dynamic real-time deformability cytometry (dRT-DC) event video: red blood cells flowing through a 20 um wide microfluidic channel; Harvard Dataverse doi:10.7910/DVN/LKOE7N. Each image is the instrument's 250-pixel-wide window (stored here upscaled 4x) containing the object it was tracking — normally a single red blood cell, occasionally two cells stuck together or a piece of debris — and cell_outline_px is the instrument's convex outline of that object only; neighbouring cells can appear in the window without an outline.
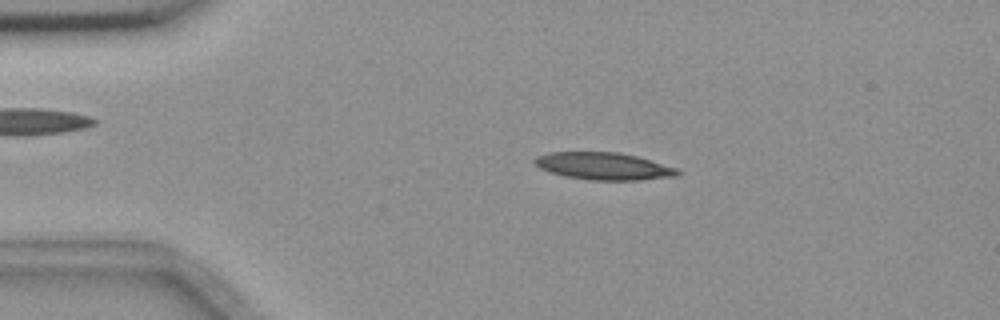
{"species": "common noctule bat (a hibernating species)", "species_latin": "Nyctalus noctula", "temperature_condition": "room temperature", "stored_images_in_passage": 43, "camera_frame_rate_fps": 3000, "um_per_image_px": 0.085, "animal": {"sex": "female", "body_mass_g": 18.4}, "frame": {"image": 1, "passage_image": 7, "time_ms": 2.0, "image_size_px": [1000, 320], "cell_outline_px": [[680, 172], [676, 176], [640, 180], [588, 180], [564, 176], [548, 172], [540, 168], [532, 160], [536, 156], [548, 152], [620, 152], [636, 156], [680, 168]], "centroid_in_image_um": [51.3, 14.12], "position_along_channel_um": 33.7, "area_um2": 22.95}}
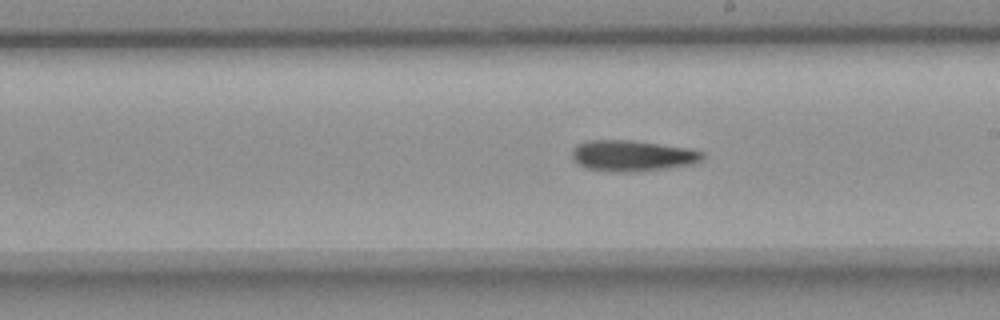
{"frame": {"image": 2, "passage_image": 27, "time_ms": 8.667, "image_size_px": [1000, 320], "cell_outline_px": [[704, 160], [696, 164], [664, 168], [628, 172], [616, 172], [584, 168], [572, 156], [572, 148], [576, 144], [588, 140], [632, 140], [688, 148], [704, 152]], "centroid_in_image_um": [53.77, 13.23], "position_along_channel_um": 235.2, "area_um2": 23.58}}
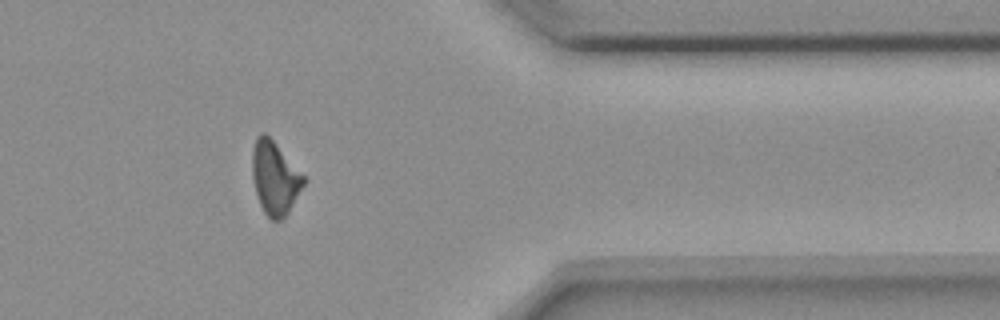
{"frame": {"image": 3, "passage_image": 41, "time_ms": 13.333, "image_size_px": [1000, 320], "cell_outline_px": [[304, 184], [288, 212], [280, 220], [272, 220], [264, 212], [260, 204], [256, 192], [252, 176], [252, 152], [256, 136], [260, 132], [264, 132], [276, 144], [304, 176]], "centroid_in_image_um": [23.33, 15.11], "position_along_channel_um": 388.1, "area_um2": 21.44}, "authors_computed_cell_mechanics": {"area_um2": 22.7154, "velocity_mm_per_s": 3.6598, "shape_relaxation_time_tau1_ms": null, "shape_relaxation_time_tau2_ms": 7.0421, "deformation_change_tau1": null, "deformation_change_tau2": 0.1924}}